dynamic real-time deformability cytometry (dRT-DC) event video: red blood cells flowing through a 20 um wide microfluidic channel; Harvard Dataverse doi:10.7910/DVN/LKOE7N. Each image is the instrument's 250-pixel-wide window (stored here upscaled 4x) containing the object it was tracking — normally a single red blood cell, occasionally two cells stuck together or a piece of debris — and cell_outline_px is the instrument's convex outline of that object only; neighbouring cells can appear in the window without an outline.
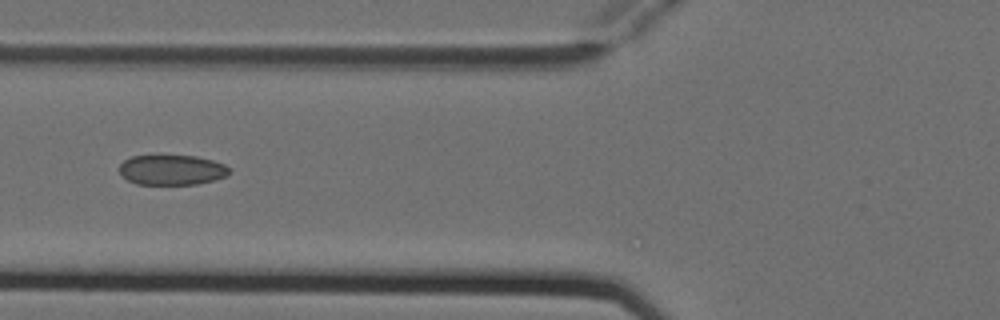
{"species": "Egyptian fruit bat (a non-hibernating species)", "species_latin": "Rousettus aegyptiacus", "temperature_condition": "cold", "stored_images_in_passage": 7, "camera_frame_rate_fps": 3000, "um_per_image_px": 0.085, "animal": {"sex": "female"}, "frame": {"image": 1, "passage_image": 6, "time_ms": 1.667, "image_size_px": [1000, 320], "cell_outline_px": [[228, 172], [224, 176], [212, 180], [196, 184], [136, 184], [128, 180], [120, 172], [120, 164], [124, 160], [132, 156], [196, 156], [212, 160], [224, 164], [228, 168]], "centroid_in_image_um": [14.57, 14.44], "position_along_channel_um": 111.2, "area_um2": 18.9}}
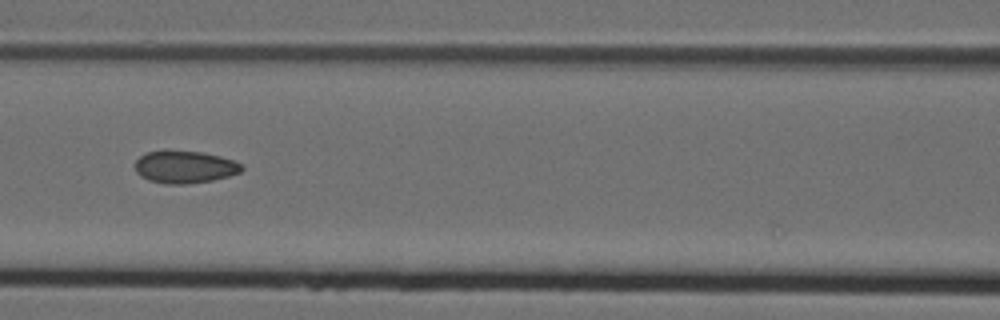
{"frame": {"image": 2, "passage_image": 7, "time_ms": 2.0, "image_size_px": [1000, 320], "cell_outline_px": [[244, 168], [240, 172], [228, 176], [212, 180], [188, 184], [164, 184], [148, 180], [140, 176], [136, 172], [136, 160], [140, 156], [148, 152], [164, 148], [204, 152], [220, 156], [244, 164]], "centroid_in_image_um": [15.69, 14.16], "position_along_channel_um": 150.9, "area_um2": 20.69}}